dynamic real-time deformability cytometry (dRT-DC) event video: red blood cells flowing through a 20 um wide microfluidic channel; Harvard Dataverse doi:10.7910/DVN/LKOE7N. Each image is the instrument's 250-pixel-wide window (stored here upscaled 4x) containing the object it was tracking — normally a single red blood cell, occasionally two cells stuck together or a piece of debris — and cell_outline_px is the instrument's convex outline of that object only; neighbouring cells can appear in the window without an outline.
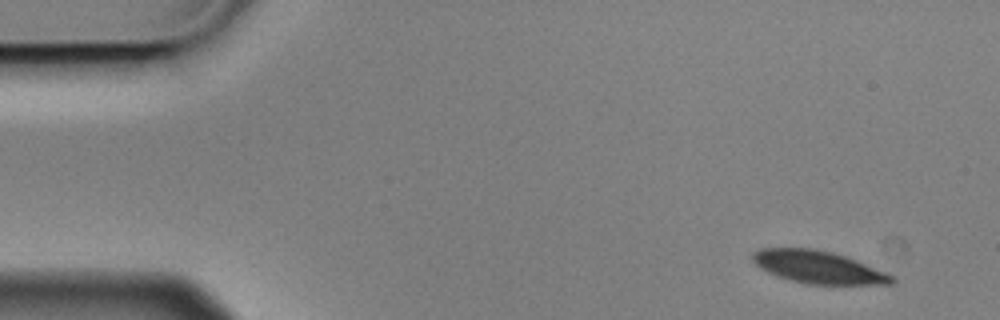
{"species": "Egyptian fruit bat (a non-hibernating species)", "species_latin": "Rousettus aegyptiacus", "temperature_condition": "cold", "stored_images_in_passage": 4, "camera_frame_rate_fps": 3000, "um_per_image_px": 0.085, "animal": {"sex": "male"}, "frame": {"image": 1, "passage_image": 1, "time_ms": 0.0, "image_size_px": [1000, 320], "cell_outline_px": [[896, 280], [892, 284], [808, 284], [776, 276], [760, 268], [752, 260], [752, 252], [760, 248], [816, 248], [832, 252], [856, 260], [888, 272]], "centroid_in_image_um": [69.55, 22.7], "position_along_channel_um": 15.5, "area_um2": 26.41}}
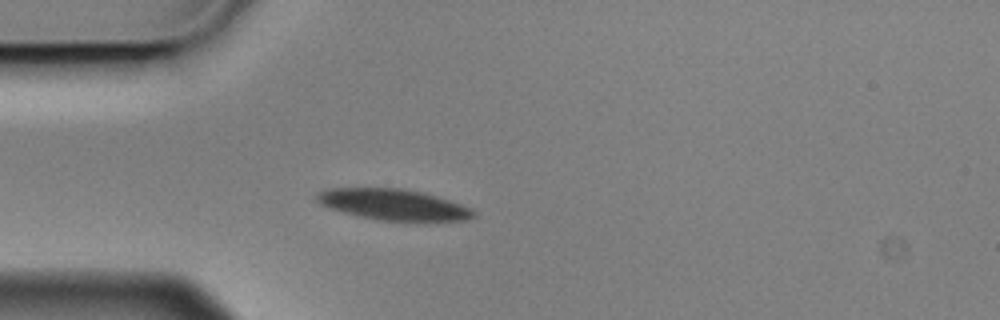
{"frame": {"image": 2, "passage_image": 4, "time_ms": 1.0, "image_size_px": [1000, 320], "cell_outline_px": [[476, 216], [468, 220], [424, 224], [416, 224], [380, 220], [356, 216], [328, 208], [320, 204], [316, 200], [316, 192], [324, 188], [400, 188], [420, 192], [436, 196], [472, 208], [476, 212]], "centroid_in_image_um": [33.49, 17.45], "position_along_channel_um": 51.5, "area_um2": 29.59}}